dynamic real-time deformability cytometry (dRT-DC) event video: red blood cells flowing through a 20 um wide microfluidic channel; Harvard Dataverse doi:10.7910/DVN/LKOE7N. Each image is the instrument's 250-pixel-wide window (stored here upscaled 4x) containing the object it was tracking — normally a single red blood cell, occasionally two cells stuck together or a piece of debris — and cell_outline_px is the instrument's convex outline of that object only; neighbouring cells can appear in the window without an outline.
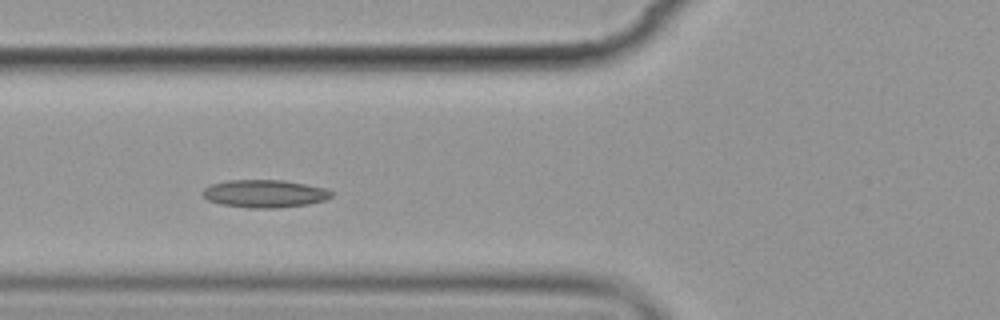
{"species": "common noctule bat (a hibernating species)", "species_latin": "Nyctalus noctula", "temperature_condition": "cold", "stored_images_in_passage": 7, "camera_frame_rate_fps": 3000, "um_per_image_px": 0.085, "animal": {"sex": "female", "body_mass_g": 19.9}, "frame": {"image": 1, "passage_image": 4, "time_ms": 3.333, "image_size_px": [1000, 320], "cell_outline_px": [[332, 196], [324, 200], [308, 204], [276, 208], [248, 208], [220, 204], [208, 200], [200, 192], [204, 188], [212, 184], [228, 180], [284, 180], [324, 188], [332, 192]], "centroid_in_image_um": [22.46, 16.46], "position_along_channel_um": 103.3, "area_um2": 20.75}}
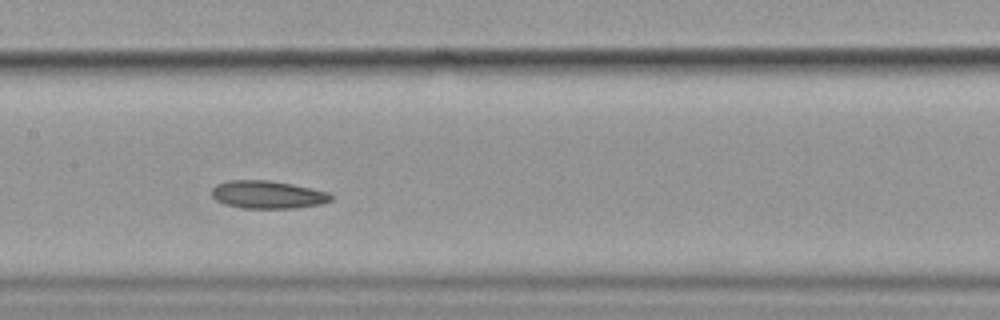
{"frame": {"image": 2, "passage_image": 6, "time_ms": 5.667, "image_size_px": [1000, 320], "cell_outline_px": [[332, 200], [320, 204], [296, 208], [240, 208], [224, 204], [216, 200], [212, 196], [212, 188], [216, 184], [228, 180], [268, 180], [292, 184], [312, 188], [328, 192], [332, 196]], "centroid_in_image_um": [22.73, 16.54], "position_along_channel_um": 184.7, "area_um2": 19.42}}
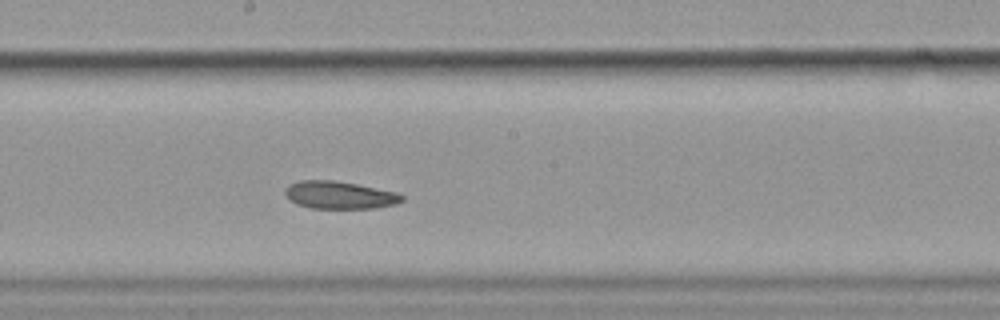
{"frame": {"image": 3, "passage_image": 7, "time_ms": 6.667, "image_size_px": [1000, 320], "cell_outline_px": [[404, 200], [396, 204], [376, 208], [312, 208], [296, 204], [284, 192], [288, 184], [300, 180], [332, 180], [356, 184], [400, 192], [404, 196]], "centroid_in_image_um": [28.91, 16.57], "position_along_channel_um": 219.3, "area_um2": 18.84}}